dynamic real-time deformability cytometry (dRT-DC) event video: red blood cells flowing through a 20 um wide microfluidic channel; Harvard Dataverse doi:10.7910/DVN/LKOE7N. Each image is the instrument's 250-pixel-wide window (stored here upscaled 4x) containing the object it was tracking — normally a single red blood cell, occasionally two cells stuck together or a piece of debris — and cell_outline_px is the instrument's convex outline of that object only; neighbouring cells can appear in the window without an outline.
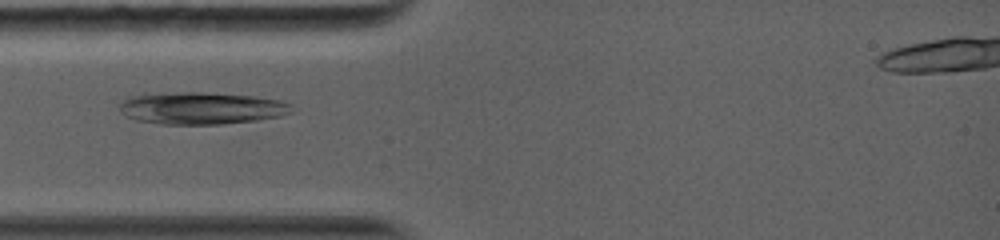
{"species": "common noctule bat (a hibernating species)", "species_latin": "Nyctalus noctula", "temperature_condition": "warm", "stored_images_in_passage": 2, "camera_frame_rate_fps": 5000, "um_per_image_px": 0.085, "animal": {"sex": "female", "body_mass_g": 19.0, "forearm_length_mm": 56.7}, "frame": {"image": 1, "passage_image": 1, "time_ms": 0.0, "image_size_px": [1000, 240], "cell_outline_px": [[292, 112], [280, 116], [256, 120], [220, 124], [160, 124], [136, 120], [124, 116], [120, 112], [120, 104], [128, 96], [144, 92], [200, 92], [256, 96], [280, 100], [292, 104]], "centroid_in_image_um": [17.05, 9.18], "position_along_channel_um": 67.9, "area_um2": 32.77}}